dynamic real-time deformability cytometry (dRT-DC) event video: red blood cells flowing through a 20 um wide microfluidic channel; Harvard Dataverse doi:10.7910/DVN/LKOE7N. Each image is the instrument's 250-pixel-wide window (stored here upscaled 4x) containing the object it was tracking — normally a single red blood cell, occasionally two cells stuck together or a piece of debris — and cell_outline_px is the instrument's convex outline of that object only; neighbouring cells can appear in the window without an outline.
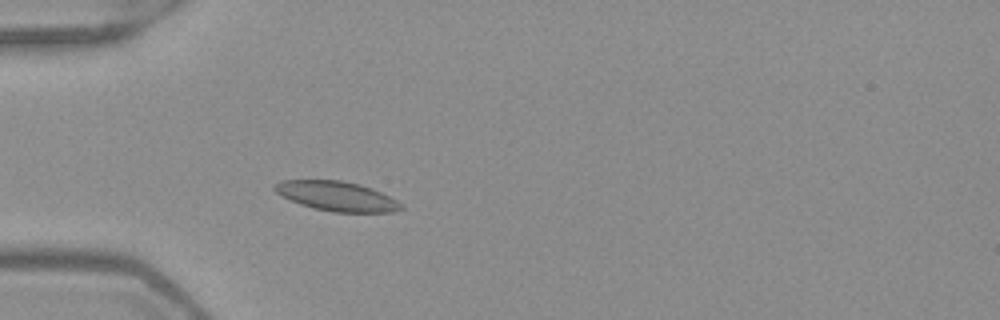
{"species": "Egyptian fruit bat (a non-hibernating species)", "species_latin": "Rousettus aegyptiacus", "temperature_condition": "warm", "stored_images_in_passage": 47, "camera_frame_rate_fps": 3000, "um_per_image_px": 0.085, "frame": {"image": 1, "passage_image": 11, "time_ms": 3.333, "image_size_px": [1000, 320], "cell_outline_px": [[404, 208], [392, 212], [332, 212], [312, 208], [300, 204], [276, 192], [272, 188], [280, 180], [340, 180], [360, 184], [372, 188], [396, 200]], "centroid_in_image_um": [28.62, 16.67], "position_along_channel_um": 56.4, "area_um2": 21.62}}
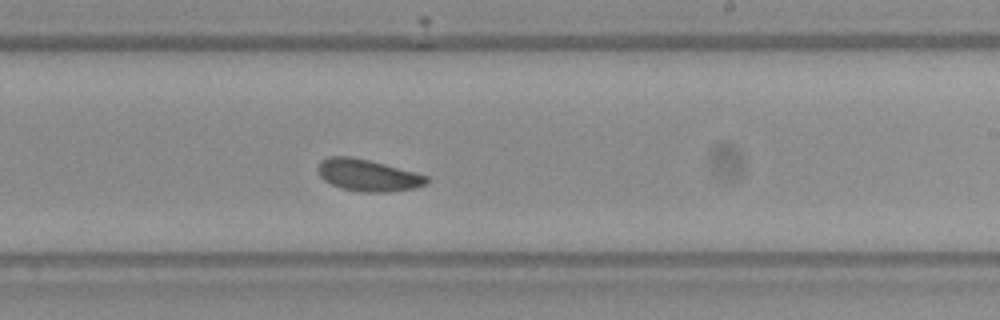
{"frame": {"image": 2, "passage_image": 27, "time_ms": 8.667, "image_size_px": [1000, 320], "cell_outline_px": [[428, 184], [416, 188], [388, 192], [364, 192], [340, 188], [324, 180], [320, 176], [316, 168], [320, 160], [328, 156], [352, 156], [384, 164], [428, 176]], "centroid_in_image_um": [31.24, 14.89], "position_along_channel_um": 257.8, "area_um2": 20.23}}
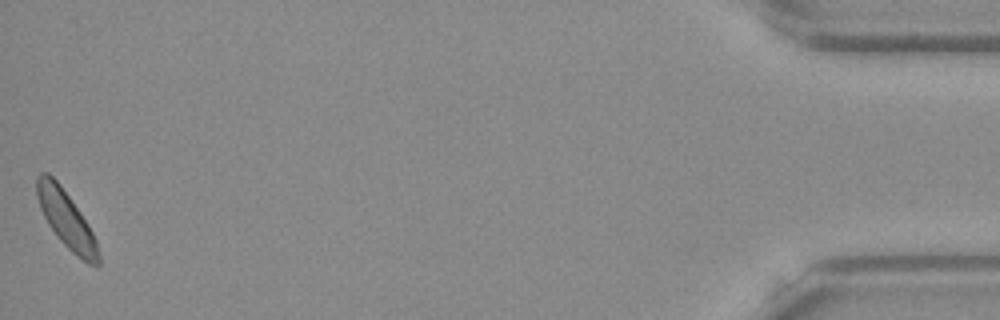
{"frame": {"image": 3, "passage_image": 47, "time_ms": 15.333, "image_size_px": [1000, 320], "cell_outline_px": [[100, 264], [88, 264], [76, 256], [56, 236], [48, 224], [40, 208], [36, 196], [36, 176], [40, 172], [48, 172], [60, 184], [80, 212], [88, 224], [96, 240], [100, 256]], "centroid_in_image_um": [5.61, 18.63], "position_along_channel_um": 429.6, "area_um2": 20.4}, "authors_computed_cell_mechanics": {"area_um2": 20.2878, "velocity_mm_per_s": 3.9244, "shape_relaxation_time_tau1_ms": 2.3218, "shape_relaxation_time_tau2_ms": 3.1121, "deformation_change_tau1": 0.0655, "deformation_change_tau2": 0.0655}}